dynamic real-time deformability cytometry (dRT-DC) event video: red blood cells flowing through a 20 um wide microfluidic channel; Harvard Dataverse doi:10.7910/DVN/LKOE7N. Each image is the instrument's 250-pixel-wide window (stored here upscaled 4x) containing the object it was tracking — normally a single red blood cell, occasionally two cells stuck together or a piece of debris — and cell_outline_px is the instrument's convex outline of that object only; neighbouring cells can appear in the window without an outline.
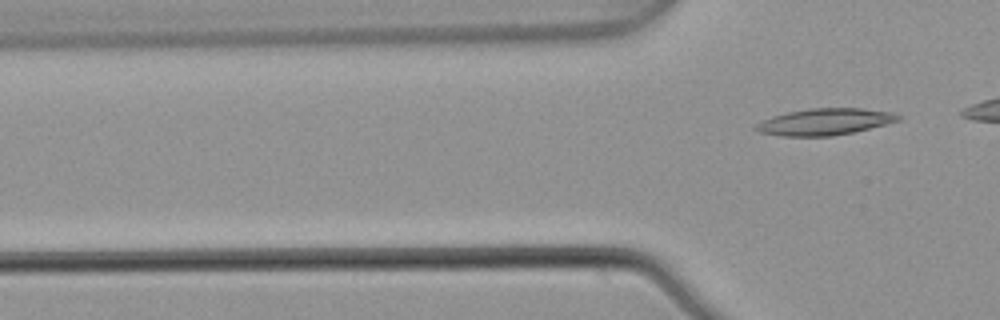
{"species": "common noctule bat (a hibernating species)", "species_latin": "Nyctalus noctula", "temperature_condition": "warm", "stored_images_in_passage": 3, "camera_frame_rate_fps": 3000, "um_per_image_px": 0.085, "animal": {"sex": "male", "body_mass_g": 21.5, "forearm_length_mm": 52.0}, "frame": {"image": 1, "passage_image": 3, "time_ms": 0.667, "image_size_px": [1000, 320], "cell_outline_px": [[900, 120], [852, 132], [832, 136], [780, 136], [760, 132], [752, 128], [756, 124], [772, 116], [788, 112], [808, 108], [860, 108], [892, 112], [900, 116]], "centroid_in_image_um": [70.06, 10.35], "position_along_channel_um": 55.7, "area_um2": 21.85}}